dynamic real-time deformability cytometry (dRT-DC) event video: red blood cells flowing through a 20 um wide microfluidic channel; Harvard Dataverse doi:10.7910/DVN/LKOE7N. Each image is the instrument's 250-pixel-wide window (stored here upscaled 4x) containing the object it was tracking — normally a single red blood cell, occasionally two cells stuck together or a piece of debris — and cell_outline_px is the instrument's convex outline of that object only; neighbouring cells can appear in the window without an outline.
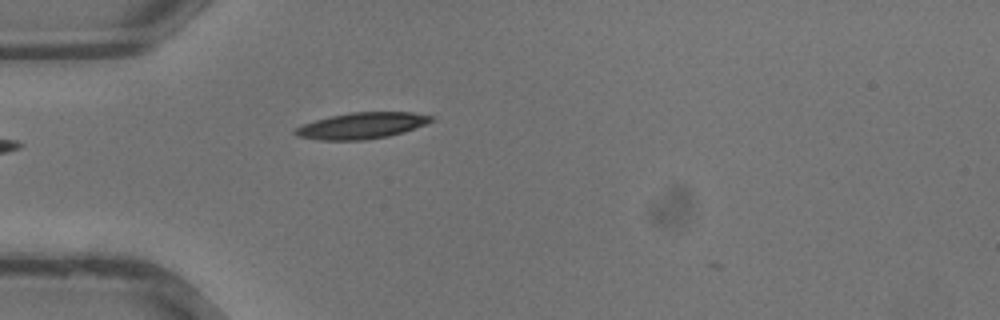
{"species": "common noctule bat (a hibernating species)", "species_latin": "Nyctalus noctula", "temperature_condition": "warm", "stored_images_in_passage": 24, "camera_frame_rate_fps": 3000, "um_per_image_px": 0.085, "animal": {"sex": "male", "body_mass_g": 13.3}, "frame": {"image": 1, "passage_image": 1, "time_ms": 0.0, "image_size_px": [1000, 320], "cell_outline_px": [[432, 120], [424, 124], [404, 132], [388, 136], [364, 140], [320, 140], [296, 136], [292, 132], [296, 128], [304, 124], [316, 120], [332, 116], [352, 112], [412, 112], [432, 116]], "centroid_in_image_um": [30.72, 10.68], "position_along_channel_um": 54.3, "area_um2": 20.52}}
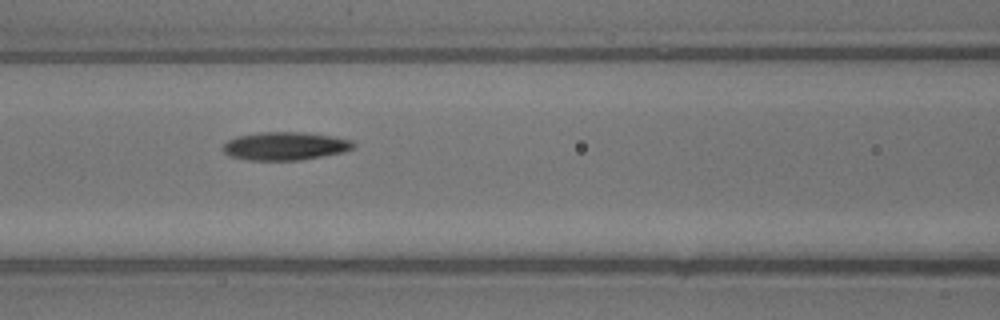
{"frame": {"image": 2, "passage_image": 6, "time_ms": 1.667, "image_size_px": [1000, 320], "cell_outline_px": [[356, 144], [352, 148], [344, 152], [300, 160], [248, 160], [228, 156], [224, 152], [224, 144], [228, 140], [236, 136], [260, 132], [304, 132], [352, 140]], "centroid_in_image_um": [24.21, 12.41], "position_along_channel_um": 142.4, "area_um2": 21.33}}
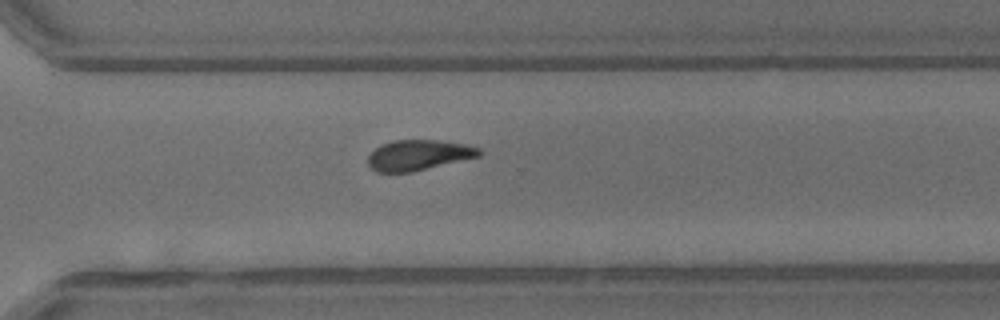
{"frame": {"image": 3, "passage_image": 16, "time_ms": 5.0, "image_size_px": [1000, 320], "cell_outline_px": [[480, 156], [412, 172], [376, 172], [368, 164], [368, 156], [380, 144], [392, 140], [440, 140], [464, 144], [480, 148]], "centroid_in_image_um": [35.55, 13.18], "position_along_channel_um": 335.0, "area_um2": 19.65}}